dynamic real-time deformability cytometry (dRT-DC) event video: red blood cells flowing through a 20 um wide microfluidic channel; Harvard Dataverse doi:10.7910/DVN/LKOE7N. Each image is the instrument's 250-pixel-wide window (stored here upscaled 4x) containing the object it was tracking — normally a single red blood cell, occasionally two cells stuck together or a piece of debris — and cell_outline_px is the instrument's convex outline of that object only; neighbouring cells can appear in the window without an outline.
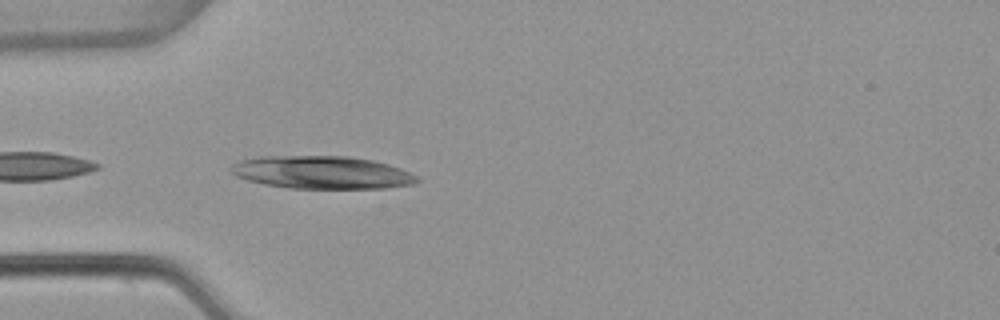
{"species": "common noctule bat (a hibernating species)", "species_latin": "Nyctalus noctula", "temperature_condition": "warm", "stored_images_in_passage": 4, "camera_frame_rate_fps": 3000, "um_per_image_px": 0.085, "animal": {"sex": "female", "body_mass_g": 22.7, "forearm_length_mm": 54.2}, "frame": {"image": 1, "passage_image": 4, "time_ms": 1.0, "image_size_px": [1000, 320], "cell_outline_px": [[420, 180], [412, 184], [384, 188], [288, 188], [264, 184], [248, 180], [236, 176], [228, 168], [232, 164], [240, 160], [256, 156], [348, 156], [372, 160], [388, 164], [400, 168], [416, 176]], "centroid_in_image_um": [27.31, 14.65], "position_along_channel_um": 57.7, "area_um2": 35.55}}